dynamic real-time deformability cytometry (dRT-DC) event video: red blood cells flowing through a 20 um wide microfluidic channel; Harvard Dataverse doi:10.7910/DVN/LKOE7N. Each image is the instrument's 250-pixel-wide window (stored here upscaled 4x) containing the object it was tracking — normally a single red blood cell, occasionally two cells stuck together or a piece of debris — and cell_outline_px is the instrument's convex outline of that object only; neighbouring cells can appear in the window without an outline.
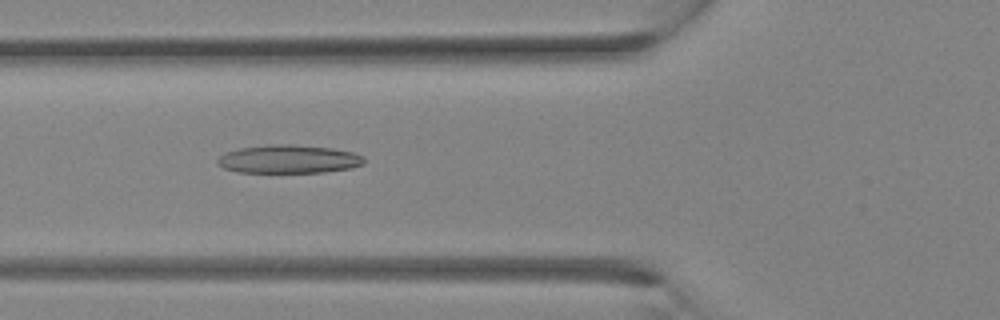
{"species": "Egyptian fruit bat (a non-hibernating species)", "species_latin": "Rousettus aegyptiacus", "temperature_condition": "room temperature", "stored_images_in_passage": 32, "camera_frame_rate_fps": 3000, "um_per_image_px": 0.085, "animal": {"sex": "female"}, "frame": {"image": 1, "passage_image": 12, "time_ms": 3.667, "image_size_px": [1000, 320], "cell_outline_px": [[364, 164], [352, 168], [324, 172], [236, 172], [224, 168], [216, 164], [216, 160], [224, 152], [240, 148], [268, 144], [292, 144], [332, 148], [352, 152], [364, 156]], "centroid_in_image_um": [24.52, 13.52], "position_along_channel_um": 101.3, "area_um2": 24.39}}
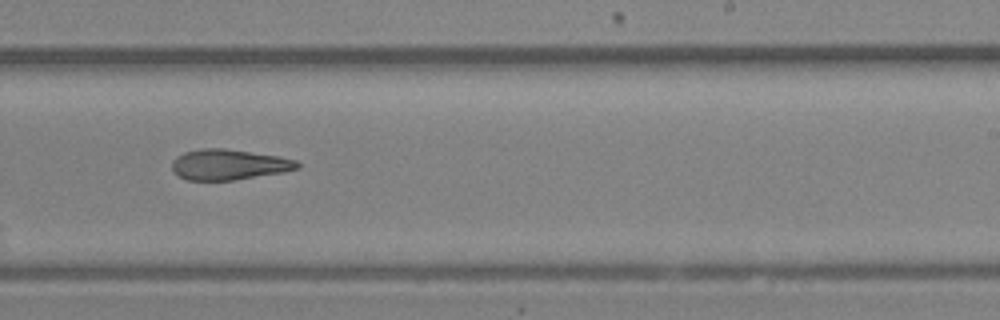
{"frame": {"image": 2, "passage_image": 20, "time_ms": 6.333, "image_size_px": [1000, 320], "cell_outline_px": [[300, 168], [284, 172], [232, 180], [188, 180], [172, 172], [172, 160], [176, 156], [184, 152], [200, 148], [224, 148], [276, 156], [296, 160], [300, 164]], "centroid_in_image_um": [19.42, 13.98], "position_along_channel_um": 269.6, "area_um2": 22.25}}
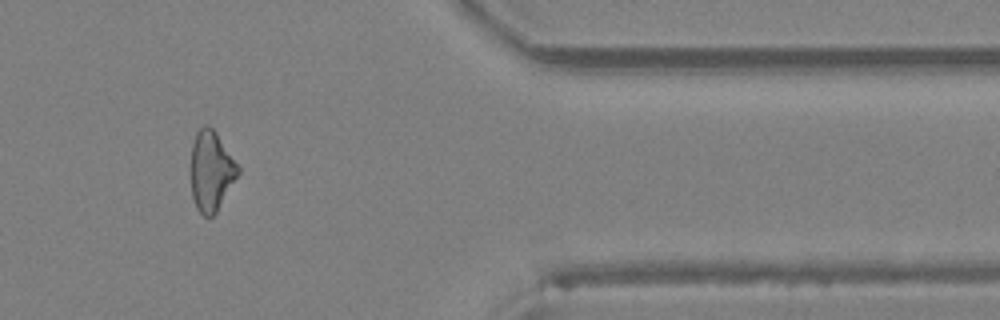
{"frame": {"image": 3, "passage_image": 27, "time_ms": 8.667, "image_size_px": [1000, 320], "cell_outline_px": [[240, 172], [216, 212], [212, 216], [204, 216], [196, 208], [192, 196], [188, 172], [188, 168], [192, 144], [196, 132], [204, 124], [208, 124], [216, 132], [240, 168]], "centroid_in_image_um": [17.89, 14.51], "position_along_channel_um": 393.5, "area_um2": 22.48}}